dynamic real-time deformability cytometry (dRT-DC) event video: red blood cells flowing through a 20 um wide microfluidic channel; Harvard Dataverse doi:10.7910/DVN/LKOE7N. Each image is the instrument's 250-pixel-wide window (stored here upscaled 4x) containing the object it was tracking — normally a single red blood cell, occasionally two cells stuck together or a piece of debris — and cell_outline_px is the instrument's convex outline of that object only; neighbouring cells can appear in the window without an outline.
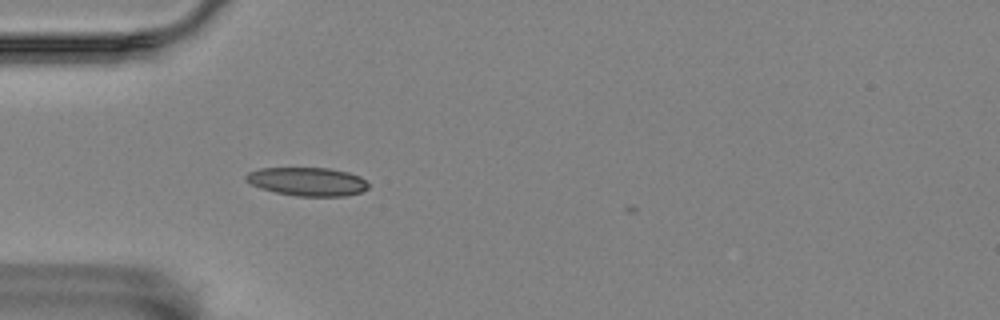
{"species": "Egyptian fruit bat (a non-hibernating species)", "species_latin": "Rousettus aegyptiacus", "temperature_condition": "room temperature", "stored_images_in_passage": 4, "camera_frame_rate_fps": 3000, "um_per_image_px": 0.085, "animal": {"sex": "female"}, "frame": {"image": 1, "passage_image": 4, "time_ms": 4.333, "image_size_px": [1000, 320], "cell_outline_px": [[368, 188], [360, 192], [344, 196], [296, 196], [276, 192], [260, 188], [244, 180], [244, 176], [248, 172], [260, 168], [328, 168], [348, 172], [360, 176], [368, 184]], "centroid_in_image_um": [26.1, 15.43], "position_along_channel_um": 58.9, "area_um2": 20.29}}